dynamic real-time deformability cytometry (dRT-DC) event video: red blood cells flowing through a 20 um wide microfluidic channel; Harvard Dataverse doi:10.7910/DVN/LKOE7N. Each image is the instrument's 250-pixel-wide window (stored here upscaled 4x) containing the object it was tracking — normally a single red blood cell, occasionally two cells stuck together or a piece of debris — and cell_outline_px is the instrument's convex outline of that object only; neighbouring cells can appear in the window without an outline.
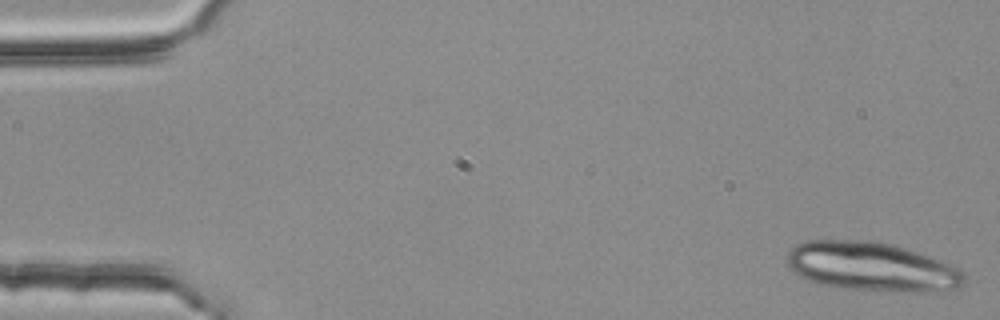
{"species": "common noctule bat (a hibernating species)", "species_latin": "Nyctalus noctula", "temperature_condition": "room temperature", "stored_images_in_passage": 5, "camera_frame_rate_fps": 3000, "um_per_image_px": 0.085, "animal": {"sex": "female", "body_mass_g": 25.1}, "frame": {"image": 1, "passage_image": 1, "time_ms": 0.0, "image_size_px": [1000, 320], "cell_outline_px": [[964, 284], [960, 288], [924, 292], [904, 292], [844, 288], [820, 284], [808, 280], [800, 276], [788, 264], [784, 256], [796, 244], [808, 240], [872, 240], [896, 244], [920, 252], [940, 260], [964, 272]], "centroid_in_image_um": [74.1, 22.65], "position_along_channel_um": 10.9, "area_um2": 50.92}}